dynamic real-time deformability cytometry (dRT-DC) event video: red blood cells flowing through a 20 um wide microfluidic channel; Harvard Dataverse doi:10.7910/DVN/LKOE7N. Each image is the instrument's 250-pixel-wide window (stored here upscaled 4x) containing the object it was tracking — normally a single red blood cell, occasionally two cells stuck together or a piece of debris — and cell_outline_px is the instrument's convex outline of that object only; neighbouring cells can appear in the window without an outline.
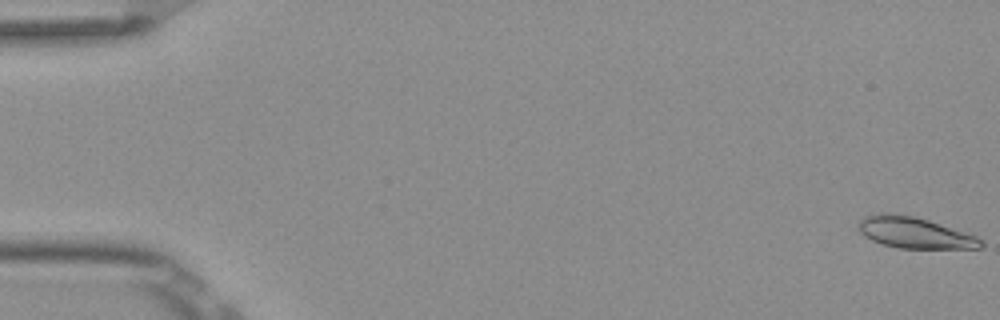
{"species": "Egyptian fruit bat (a non-hibernating species)", "species_latin": "Rousettus aegyptiacus", "temperature_condition": "room temperature", "stored_images_in_passage": 11, "camera_frame_rate_fps": 3000, "um_per_image_px": 0.085, "frame": {"image": 1, "passage_image": 1, "time_ms": 0.0, "image_size_px": [1000, 320], "cell_outline_px": [[984, 248], [896, 248], [880, 244], [864, 236], [860, 232], [860, 220], [864, 216], [880, 212], [884, 212], [912, 216], [928, 220], [976, 236], [984, 240]], "centroid_in_image_um": [77.74, 19.79], "position_along_channel_um": 7.3, "area_um2": 22.14}}
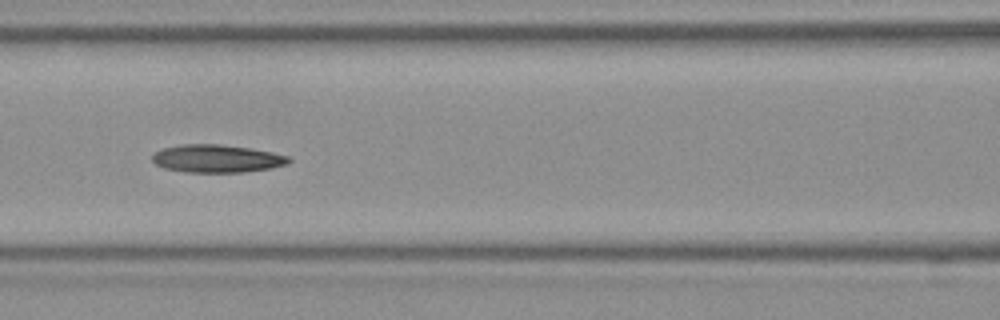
{"frame": {"image": 2, "passage_image": 7, "time_ms": 2.0, "image_size_px": [1000, 320], "cell_outline_px": [[292, 160], [288, 164], [272, 168], [244, 172], [188, 172], [164, 168], [156, 164], [152, 160], [152, 152], [164, 148], [180, 144], [220, 144], [248, 148], [272, 152], [292, 156]], "centroid_in_image_um": [18.46, 13.48], "position_along_channel_um": 148.1, "area_um2": 22.31}}
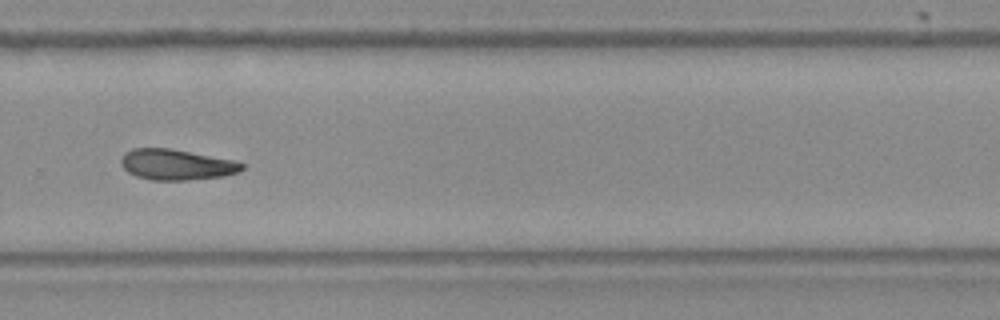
{"frame": {"image": 3, "passage_image": 11, "time_ms": 3.333, "image_size_px": [1000, 320], "cell_outline_px": [[244, 168], [240, 172], [224, 176], [188, 180], [152, 180], [136, 176], [128, 172], [120, 164], [120, 160], [124, 152], [132, 148], [168, 148], [232, 160], [244, 164]], "centroid_in_image_um": [14.96, 14.0], "position_along_channel_um": 314.8, "area_um2": 21.56}}